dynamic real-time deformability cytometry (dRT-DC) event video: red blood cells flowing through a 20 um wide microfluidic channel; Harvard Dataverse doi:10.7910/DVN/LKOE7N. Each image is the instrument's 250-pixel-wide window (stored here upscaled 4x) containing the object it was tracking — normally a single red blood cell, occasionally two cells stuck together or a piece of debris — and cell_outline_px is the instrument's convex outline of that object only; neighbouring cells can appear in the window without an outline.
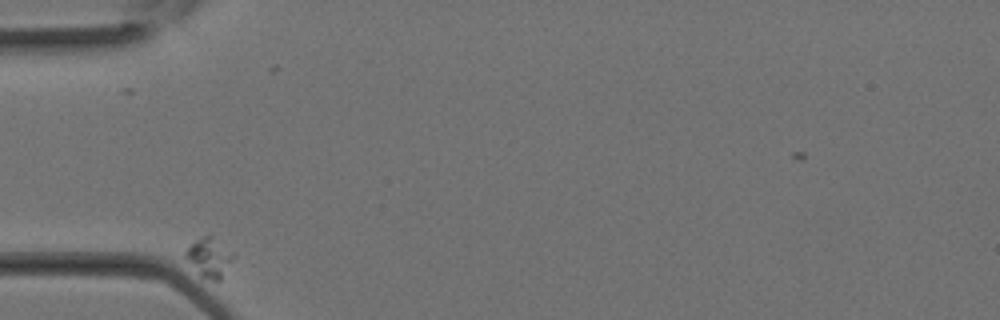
{"species": "Egyptian fruit bat (a non-hibernating species)", "species_latin": "Rousettus aegyptiacus", "temperature_condition": "room temperature", "stored_images_in_passage": 21, "camera_frame_rate_fps": 3000, "um_per_image_px": 0.085, "animal": {"sex": "female"}, "frame": {"image": 1, "passage_image": 1, "time_ms": 0.0, "image_size_px": [1000, 320], "cell_outline_px": [[236, 256], [220, 280], [212, 280], [200, 276], [184, 256], [184, 252], [196, 240], [208, 232], [236, 252]], "centroid_in_image_um": [17.85, 21.84], "position_along_channel_um": 67.2, "area_um2": 11.27}}
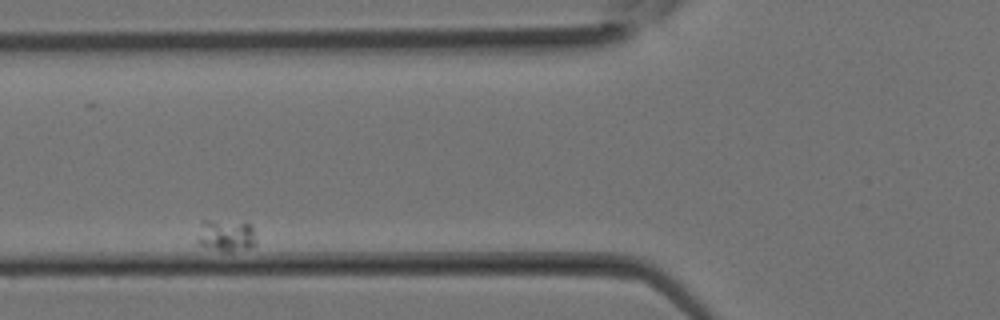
{"frame": {"image": 2, "passage_image": 4, "time_ms": 1.0, "image_size_px": [1000, 320], "cell_outline_px": [[256, 244], [252, 248], [216, 248], [200, 244], [196, 240], [200, 220], [208, 220], [252, 224], [256, 240]], "centroid_in_image_um": [19.2, 19.95], "position_along_channel_um": 106.6, "area_um2": 10.4}}